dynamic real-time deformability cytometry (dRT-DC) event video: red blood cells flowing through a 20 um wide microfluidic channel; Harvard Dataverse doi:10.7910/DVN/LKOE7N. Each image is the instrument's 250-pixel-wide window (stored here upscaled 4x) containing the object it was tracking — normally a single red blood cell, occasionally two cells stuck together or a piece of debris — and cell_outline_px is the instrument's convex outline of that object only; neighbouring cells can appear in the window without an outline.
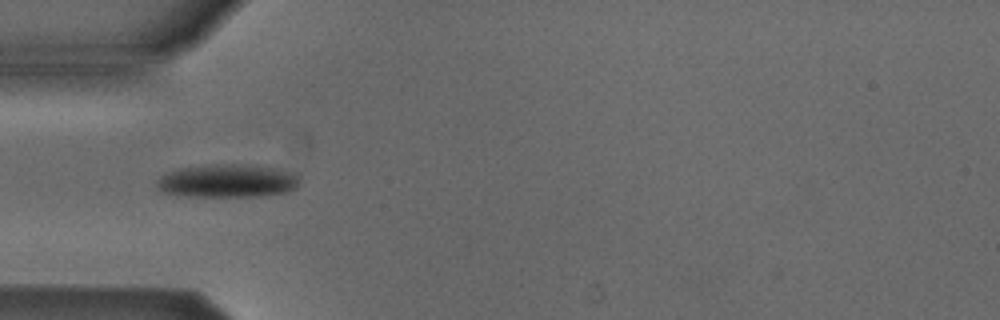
{"species": "Egyptian fruit bat (a non-hibernating species)", "species_latin": "Rousettus aegyptiacus", "temperature_condition": "cold", "stored_images_in_passage": 46, "camera_frame_rate_fps": 3000, "um_per_image_px": 0.085, "animal": {"sex": "male"}, "frame": {"image": 1, "passage_image": 13, "time_ms": 4.0, "image_size_px": [1000, 320], "cell_outline_px": [[300, 180], [296, 188], [288, 192], [260, 196], [188, 196], [164, 192], [156, 184], [156, 180], [164, 172], [180, 168], [212, 164], [236, 164], [276, 168], [296, 172], [300, 176]], "centroid_in_image_um": [19.37, 15.36], "position_along_channel_um": 65.6, "area_um2": 27.8}}
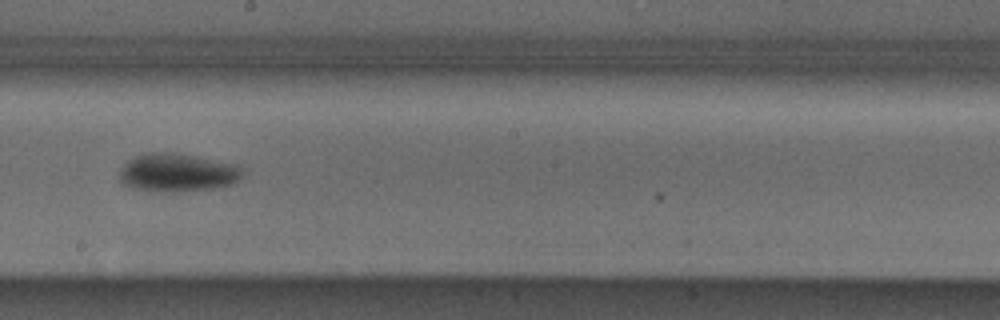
{"frame": {"image": 2, "passage_image": 26, "time_ms": 8.333, "image_size_px": [1000, 320], "cell_outline_px": [[244, 176], [240, 180], [232, 184], [216, 188], [180, 192], [156, 192], [132, 188], [124, 184], [120, 180], [120, 172], [124, 164], [132, 156], [148, 152], [172, 152], [196, 156], [236, 164], [244, 168]], "centroid_in_image_um": [15.11, 14.68], "position_along_channel_um": 233.1, "area_um2": 28.03}}
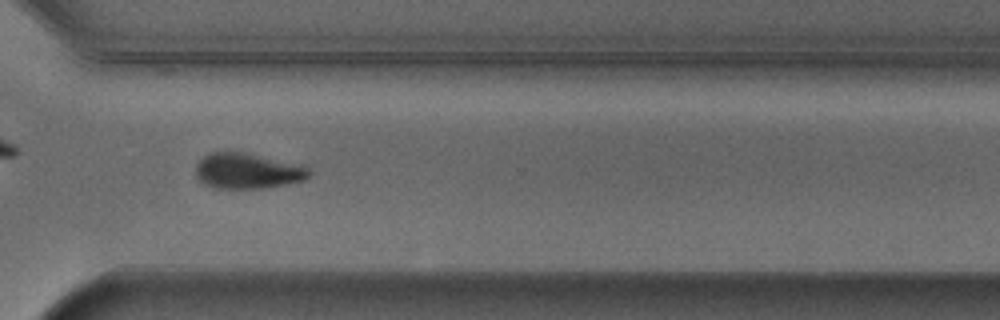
{"frame": {"image": 3, "passage_image": 35, "time_ms": 11.333, "image_size_px": [1000, 320], "cell_outline_px": [[312, 172], [304, 180], [288, 184], [264, 188], [212, 188], [204, 184], [196, 176], [196, 164], [208, 152], [244, 152], [304, 164]], "centroid_in_image_um": [21.07, 14.52], "position_along_channel_um": 349.5, "area_um2": 23.81}, "authors_computed_cell_mechanics": {"area_um2": 24.1893, "velocity_mm_per_s": 3.88, "shape_relaxation_time_tau1_ms": 1.4173, "shape_relaxation_time_tau2_ms": null, "deformation_change_tau1": 0.1102, "deformation_change_tau2": null}}